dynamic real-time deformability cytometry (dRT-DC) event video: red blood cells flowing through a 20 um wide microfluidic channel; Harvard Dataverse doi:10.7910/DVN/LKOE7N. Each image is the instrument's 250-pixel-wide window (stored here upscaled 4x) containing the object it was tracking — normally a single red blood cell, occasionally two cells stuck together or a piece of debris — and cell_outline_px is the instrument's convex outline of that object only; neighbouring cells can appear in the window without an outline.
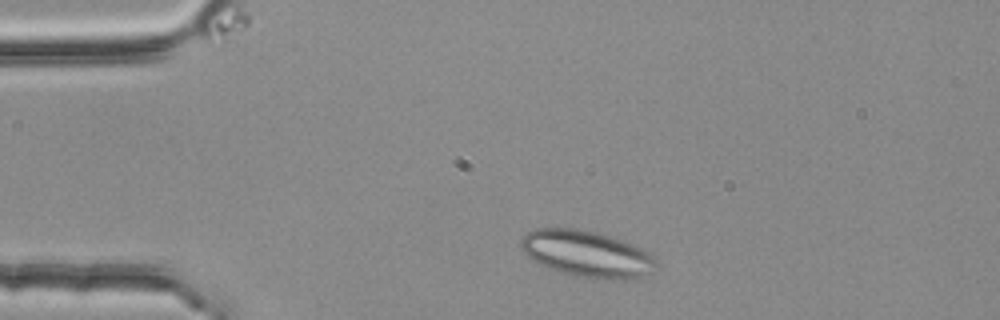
{"species": "common noctule bat (a hibernating species)", "species_latin": "Nyctalus noctula", "temperature_condition": "room temperature", "stored_images_in_passage": 2, "camera_frame_rate_fps": 3000, "um_per_image_px": 0.085, "animal": {"sex": "female", "body_mass_g": 25.1}, "frame": {"image": 1, "passage_image": 1, "time_ms": 0.0, "image_size_px": [1000, 320], "cell_outline_px": [[656, 264], [652, 272], [632, 280], [596, 280], [576, 276], [548, 268], [532, 260], [520, 248], [520, 240], [528, 232], [536, 228], [576, 228], [596, 232], [612, 236], [624, 240], [648, 252], [652, 256]], "centroid_in_image_um": [49.88, 21.59], "position_along_channel_um": 35.1, "area_um2": 36.93}}